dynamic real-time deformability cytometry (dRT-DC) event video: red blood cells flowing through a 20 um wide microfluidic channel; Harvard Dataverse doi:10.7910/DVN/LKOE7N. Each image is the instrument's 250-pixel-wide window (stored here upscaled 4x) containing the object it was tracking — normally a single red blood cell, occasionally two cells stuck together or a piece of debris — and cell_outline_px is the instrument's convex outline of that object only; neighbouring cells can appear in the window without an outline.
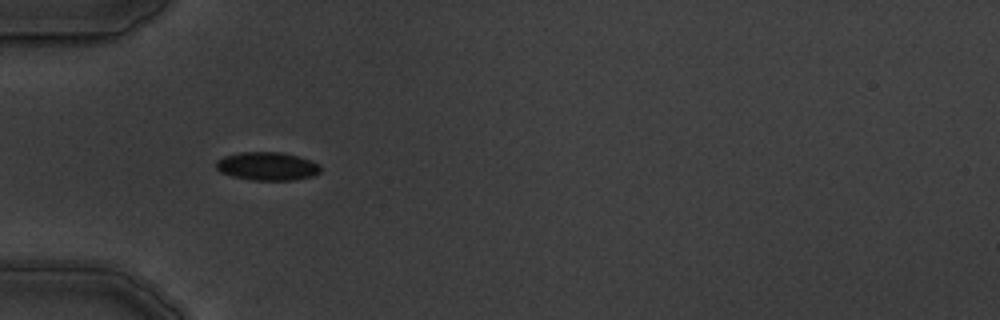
{"species": "common noctule bat (a hibernating species)", "species_latin": "Nyctalus noctula", "temperature_condition": "warm", "stored_images_in_passage": 6, "camera_frame_rate_fps": 3000, "um_per_image_px": 0.085, "animal": {"sex": "male", "body_mass_g": 19.5, "forearm_length_mm": 54.6}, "frame": {"image": 1, "passage_image": 5, "time_ms": 5.333, "image_size_px": [1000, 320], "cell_outline_px": [[320, 172], [312, 176], [292, 180], [252, 180], [232, 176], [220, 172], [216, 168], [216, 160], [224, 156], [240, 152], [280, 152], [296, 156], [320, 164]], "centroid_in_image_um": [22.68, 14.13], "position_along_channel_um": 62.3, "area_um2": 17.11}}
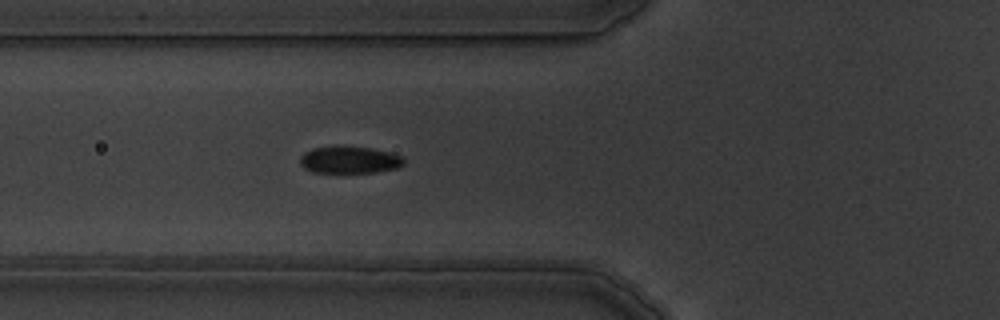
{"frame": {"image": 2, "passage_image": 6, "time_ms": 6.333, "image_size_px": [1000, 320], "cell_outline_px": [[404, 164], [396, 168], [376, 172], [312, 172], [304, 168], [300, 164], [300, 156], [304, 152], [312, 148], [336, 144], [372, 148], [388, 152], [400, 156], [404, 160]], "centroid_in_image_um": [29.64, 13.56], "position_along_channel_um": 96.2, "area_um2": 16.65}}